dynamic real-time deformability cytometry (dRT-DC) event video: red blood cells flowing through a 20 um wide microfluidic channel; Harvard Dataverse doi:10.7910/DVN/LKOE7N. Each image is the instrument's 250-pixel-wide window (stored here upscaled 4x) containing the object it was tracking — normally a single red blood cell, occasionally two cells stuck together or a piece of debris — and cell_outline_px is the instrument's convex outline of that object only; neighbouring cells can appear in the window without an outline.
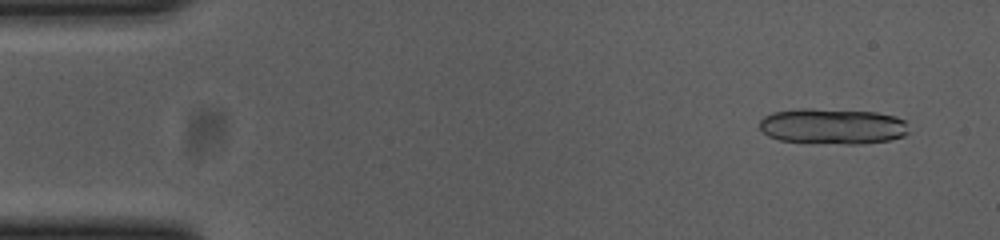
{"species": "common noctule bat (a hibernating species)", "species_latin": "Nyctalus noctula", "temperature_condition": "cold", "stored_images_in_passage": 17, "camera_frame_rate_fps": 3000, "um_per_image_px": 0.085, "animal": {"sex": "female", "body_mass_g": 23.0, "forearm_length_mm": 53.4}, "frame": {"image": 1, "passage_image": 3, "time_ms": 0.667, "image_size_px": [1000, 240], "cell_outline_px": [[908, 132], [904, 136], [888, 140], [864, 144], [848, 144], [780, 140], [768, 136], [760, 128], [760, 120], [764, 116], [772, 112], [800, 108], [808, 108], [876, 112], [896, 116], [904, 120]], "centroid_in_image_um": [70.77, 10.72], "position_along_channel_um": 14.2, "area_um2": 30.98}}